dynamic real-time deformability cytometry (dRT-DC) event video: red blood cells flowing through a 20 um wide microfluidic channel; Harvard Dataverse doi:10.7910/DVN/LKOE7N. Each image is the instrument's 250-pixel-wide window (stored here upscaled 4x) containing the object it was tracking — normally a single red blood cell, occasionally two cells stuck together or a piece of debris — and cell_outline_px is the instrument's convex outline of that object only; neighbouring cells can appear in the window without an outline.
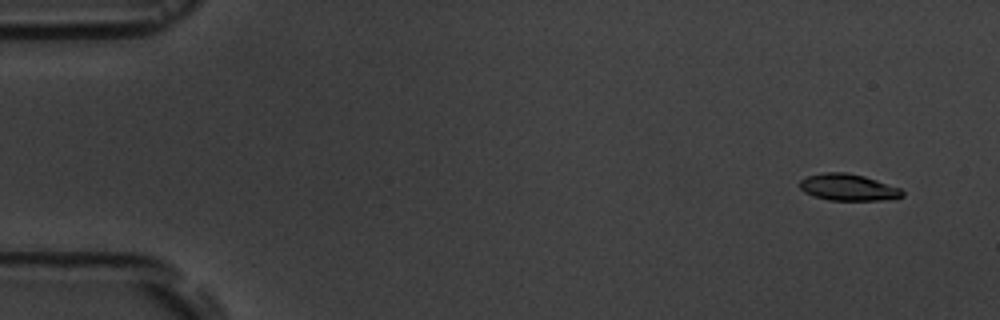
{"species": "common noctule bat (a hibernating species)", "species_latin": "Nyctalus noctula", "temperature_condition": "room temperature", "stored_images_in_passage": 6, "camera_frame_rate_fps": 3000, "um_per_image_px": 0.085, "animal": {"sex": "male", "body_mass_g": 19.5, "forearm_length_mm": 54.6}, "frame": {"image": 1, "passage_image": 2, "time_ms": 1.0, "image_size_px": [1000, 320], "cell_outline_px": [[904, 196], [884, 200], [828, 200], [812, 196], [804, 192], [800, 188], [800, 180], [808, 176], [824, 172], [844, 172], [864, 176], [900, 188], [904, 192]], "centroid_in_image_um": [72.08, 15.93], "position_along_channel_um": 12.9, "area_um2": 15.9}}
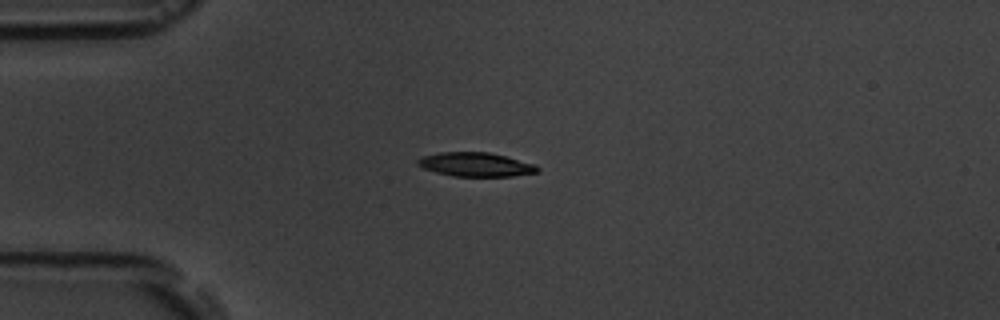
{"frame": {"image": 2, "passage_image": 5, "time_ms": 4.667, "image_size_px": [1000, 320], "cell_outline_px": [[540, 172], [512, 176], [452, 176], [436, 172], [424, 168], [416, 164], [416, 160], [424, 156], [440, 152], [488, 152], [536, 164], [540, 168]], "centroid_in_image_um": [40.46, 13.98], "position_along_channel_um": 44.5, "area_um2": 16.7}}